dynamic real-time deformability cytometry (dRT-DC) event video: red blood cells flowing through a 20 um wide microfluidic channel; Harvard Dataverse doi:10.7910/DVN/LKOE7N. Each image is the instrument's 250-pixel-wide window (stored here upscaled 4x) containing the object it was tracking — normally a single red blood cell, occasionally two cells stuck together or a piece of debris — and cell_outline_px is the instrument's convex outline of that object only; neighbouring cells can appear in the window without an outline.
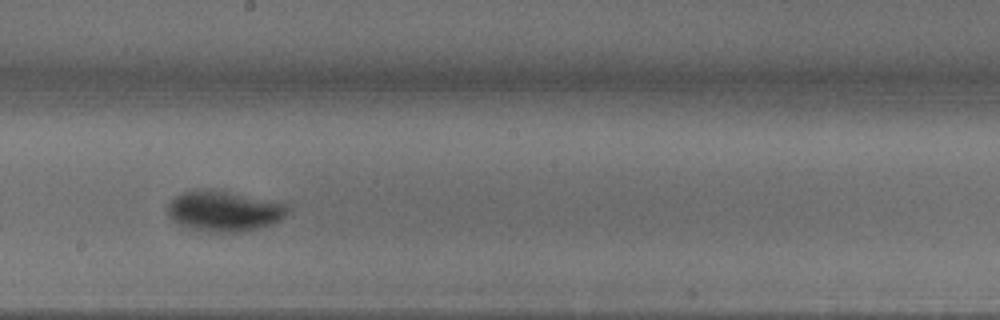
{"species": "common noctule bat (a hibernating species)", "species_latin": "Nyctalus noctula", "temperature_condition": "warm", "stored_images_in_passage": 28, "camera_frame_rate_fps": 3000, "um_per_image_px": 0.085, "animal": {"sex": "male", "body_mass_g": 18.8}, "frame": {"image": 1, "passage_image": 16, "time_ms": 5.0, "image_size_px": [1000, 320], "cell_outline_px": [[288, 212], [280, 220], [272, 224], [260, 228], [240, 232], [212, 232], [188, 228], [172, 220], [168, 216], [168, 204], [176, 196], [184, 192], [232, 192], [288, 204]], "centroid_in_image_um": [19.09, 17.98], "position_along_channel_um": 229.1, "area_um2": 27.69}, "authors_computed_cell_mechanics": {"area_um2": 27.6284, "velocity_mm_per_s": 3.7767, "shape_relaxation_time_tau1_ms": 3.7884, "shape_relaxation_time_tau2_ms": null, "deformation_change_tau1": 0.1991, "deformation_change_tau2": null}}